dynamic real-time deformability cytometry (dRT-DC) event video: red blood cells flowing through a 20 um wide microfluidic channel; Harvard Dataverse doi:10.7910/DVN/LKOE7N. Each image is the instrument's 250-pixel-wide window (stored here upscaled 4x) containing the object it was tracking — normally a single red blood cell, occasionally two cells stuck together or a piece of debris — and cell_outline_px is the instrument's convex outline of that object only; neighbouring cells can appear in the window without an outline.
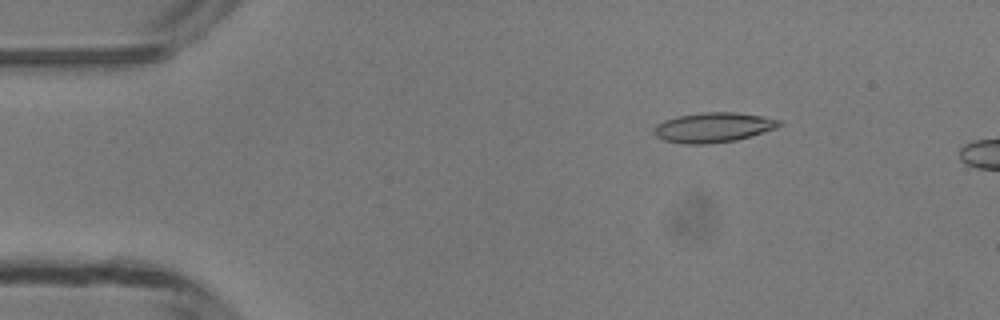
{"species": "common noctule bat (a hibernating species)", "species_latin": "Nyctalus noctula", "temperature_condition": "room temperature", "stored_images_in_passage": 11, "camera_frame_rate_fps": 3000, "um_per_image_px": 0.085, "animal": {"sex": "male", "body_mass_g": 13.3}, "frame": {"image": 1, "passage_image": 7, "time_ms": 2.0, "image_size_px": [1000, 320], "cell_outline_px": [[780, 124], [776, 128], [736, 140], [708, 144], [684, 144], [664, 140], [656, 136], [652, 132], [656, 124], [664, 120], [676, 116], [704, 112], [736, 112], [764, 116], [780, 120]], "centroid_in_image_um": [60.59, 10.83], "position_along_channel_um": 24.4, "area_um2": 21.79}}